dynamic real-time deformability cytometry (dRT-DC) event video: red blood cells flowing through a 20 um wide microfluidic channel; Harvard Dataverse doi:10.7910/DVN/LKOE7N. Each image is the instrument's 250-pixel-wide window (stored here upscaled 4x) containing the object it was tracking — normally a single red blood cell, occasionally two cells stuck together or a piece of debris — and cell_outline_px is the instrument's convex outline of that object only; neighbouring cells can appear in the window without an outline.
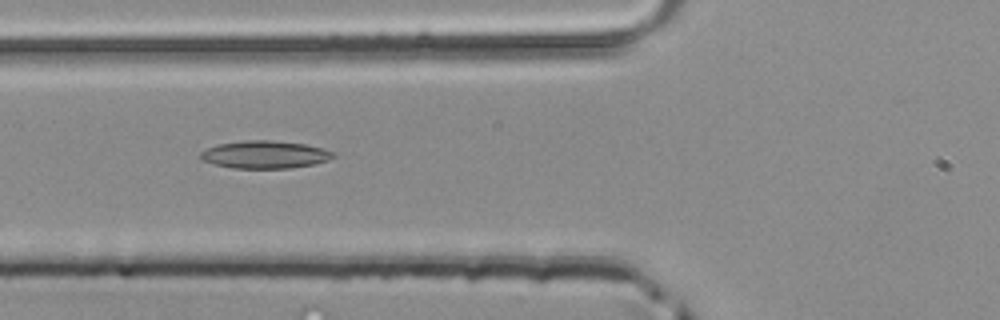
{"species": "common noctule bat (a hibernating species)", "species_latin": "Nyctalus noctula", "temperature_condition": "room temperature", "stored_images_in_passage": 27, "camera_frame_rate_fps": 3000, "um_per_image_px": 0.085, "animal": {"sex": "male", "body_mass_g": 20.4}, "frame": {"image": 1, "passage_image": 3, "time_ms": 0.667, "image_size_px": [1000, 320], "cell_outline_px": [[336, 156], [328, 160], [316, 164], [288, 168], [236, 168], [216, 164], [200, 160], [200, 152], [216, 144], [244, 140], [272, 140], [308, 144], [324, 148], [332, 152]], "centroid_in_image_um": [22.54, 13.13], "position_along_channel_um": 103.3, "area_um2": 21.5}}
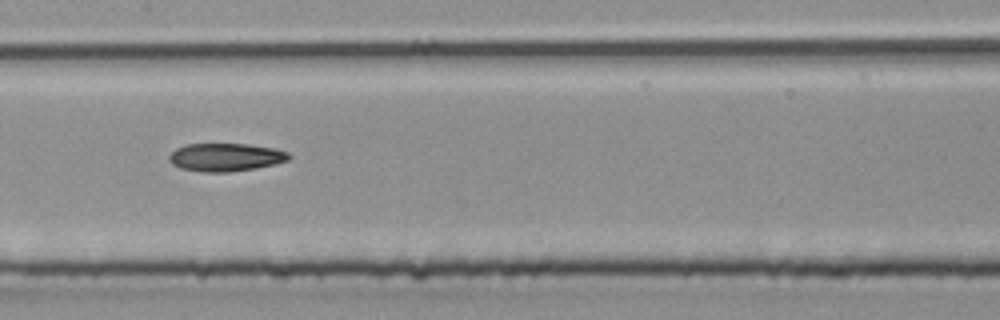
{"frame": {"image": 2, "passage_image": 9, "time_ms": 2.667, "image_size_px": [1000, 320], "cell_outline_px": [[292, 156], [288, 160], [256, 168], [228, 172], [204, 172], [180, 168], [172, 164], [168, 160], [168, 156], [176, 148], [188, 144], [248, 144], [272, 148], [288, 152]], "centroid_in_image_um": [19.15, 13.36], "position_along_channel_um": 188.2, "area_um2": 19.48}}
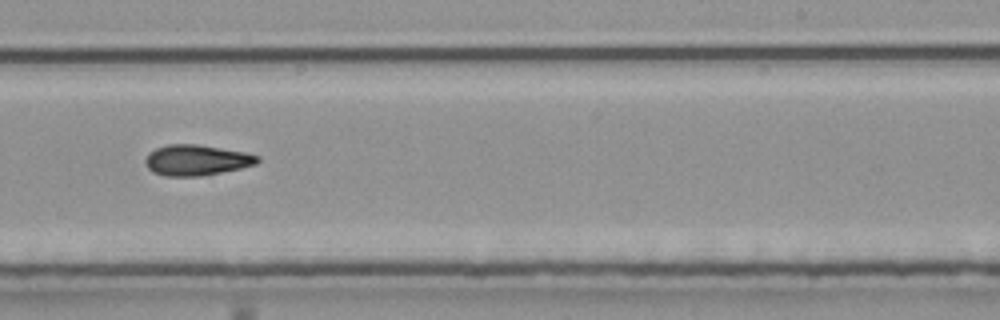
{"frame": {"image": 3, "passage_image": 15, "time_ms": 4.667, "image_size_px": [1000, 320], "cell_outline_px": [[260, 160], [256, 164], [240, 168], [200, 176], [164, 176], [152, 172], [144, 164], [144, 160], [148, 152], [156, 148], [168, 144], [200, 144], [248, 152], [260, 156]], "centroid_in_image_um": [16.69, 13.59], "position_along_channel_um": 272.3, "area_um2": 20.35}}